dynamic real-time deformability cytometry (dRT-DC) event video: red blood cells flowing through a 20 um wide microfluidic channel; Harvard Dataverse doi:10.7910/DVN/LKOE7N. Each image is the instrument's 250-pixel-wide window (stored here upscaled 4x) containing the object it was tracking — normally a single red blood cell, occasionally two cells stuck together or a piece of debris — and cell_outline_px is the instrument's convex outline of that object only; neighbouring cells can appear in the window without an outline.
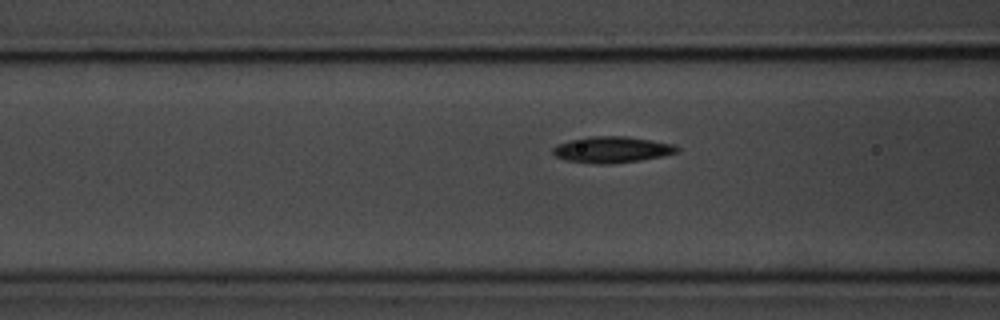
{"species": "common noctule bat (a hibernating species)", "species_latin": "Nyctalus noctula", "temperature_condition": "room temperature", "stored_images_in_passage": 11, "camera_frame_rate_fps": 3000, "um_per_image_px": 0.085, "animal": {"sex": "male", "body_mass_g": 20.1, "forearm_length_mm": 53.5}, "frame": {"image": 1, "passage_image": 8, "time_ms": 2.333, "image_size_px": [1000, 320], "cell_outline_px": [[680, 152], [640, 160], [612, 164], [596, 164], [564, 160], [556, 156], [552, 152], [552, 148], [556, 144], [572, 140], [592, 136], [628, 136], [676, 144], [680, 148]], "centroid_in_image_um": [52.04, 12.72], "position_along_channel_um": 114.6, "area_um2": 19.13}}